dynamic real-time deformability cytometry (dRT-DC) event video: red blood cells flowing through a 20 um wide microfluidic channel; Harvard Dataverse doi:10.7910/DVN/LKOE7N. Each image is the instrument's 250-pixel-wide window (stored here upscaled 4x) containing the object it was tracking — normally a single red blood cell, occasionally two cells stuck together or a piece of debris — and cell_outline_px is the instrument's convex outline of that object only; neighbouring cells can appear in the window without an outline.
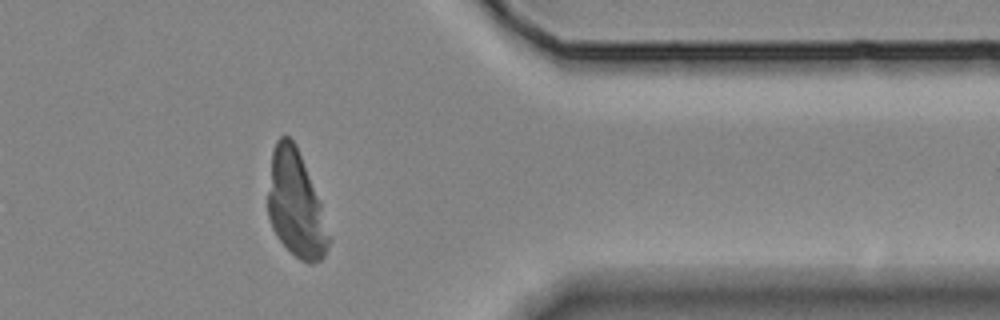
{"species": "Egyptian fruit bat (a non-hibernating species)", "species_latin": "Rousettus aegyptiacus", "temperature_condition": "room temperature", "stored_images_in_passage": 37, "camera_frame_rate_fps": 3000, "um_per_image_px": 0.085, "animal": {"sex": "female"}, "frame": {"image": 1, "passage_image": 27, "time_ms": 8.667, "image_size_px": [1000, 320], "cell_outline_px": [[332, 240], [324, 256], [320, 260], [312, 264], [308, 264], [300, 260], [276, 236], [272, 228], [268, 216], [268, 192], [272, 152], [276, 140], [280, 136], [288, 136], [296, 144], [320, 204]], "centroid_in_image_um": [25.14, 17.41], "position_along_channel_um": 386.3, "area_um2": 37.28}}
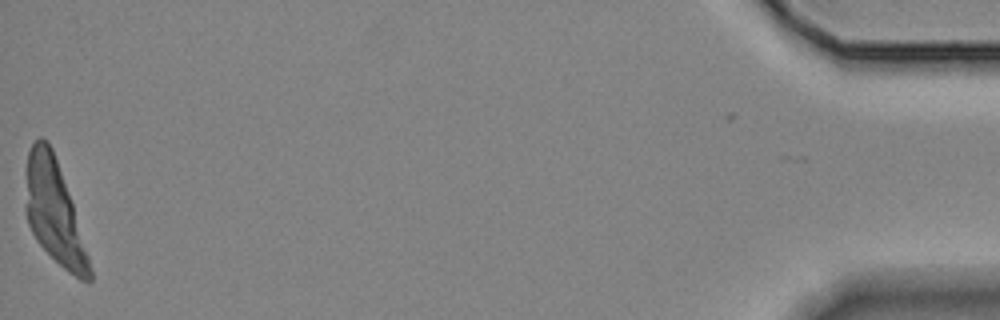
{"frame": {"image": 2, "passage_image": 36, "time_ms": 11.667, "image_size_px": [1000, 320], "cell_outline_px": [[92, 280], [80, 280], [68, 272], [36, 240], [28, 224], [24, 212], [28, 152], [32, 144], [40, 136], [48, 140], [52, 148], [72, 204], [88, 256], [92, 272]], "centroid_in_image_um": [4.56, 18.0], "position_along_channel_um": 430.6, "area_um2": 37.69}}